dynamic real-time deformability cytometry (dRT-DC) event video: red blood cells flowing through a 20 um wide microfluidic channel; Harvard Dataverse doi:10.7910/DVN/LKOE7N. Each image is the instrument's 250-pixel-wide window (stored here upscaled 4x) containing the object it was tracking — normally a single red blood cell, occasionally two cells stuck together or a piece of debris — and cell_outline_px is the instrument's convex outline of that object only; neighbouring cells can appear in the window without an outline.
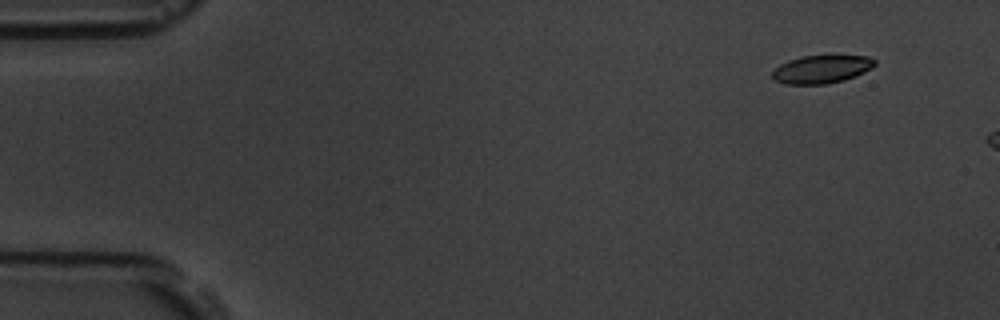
{"species": "common noctule bat (a hibernating species)", "species_latin": "Nyctalus noctula", "temperature_condition": "room temperature", "stored_images_in_passage": 3, "camera_frame_rate_fps": 3000, "um_per_image_px": 0.085, "animal": {"sex": "male", "body_mass_g": 19.5, "forearm_length_mm": 54.6}, "frame": {"image": 1, "passage_image": 1, "time_ms": 0.0, "image_size_px": [1000, 320], "cell_outline_px": [[876, 64], [872, 68], [856, 76], [844, 80], [828, 84], [788, 84], [772, 80], [772, 72], [780, 64], [788, 60], [800, 56], [868, 56], [876, 60]], "centroid_in_image_um": [69.83, 5.89], "position_along_channel_um": 15.2, "area_um2": 16.82}}